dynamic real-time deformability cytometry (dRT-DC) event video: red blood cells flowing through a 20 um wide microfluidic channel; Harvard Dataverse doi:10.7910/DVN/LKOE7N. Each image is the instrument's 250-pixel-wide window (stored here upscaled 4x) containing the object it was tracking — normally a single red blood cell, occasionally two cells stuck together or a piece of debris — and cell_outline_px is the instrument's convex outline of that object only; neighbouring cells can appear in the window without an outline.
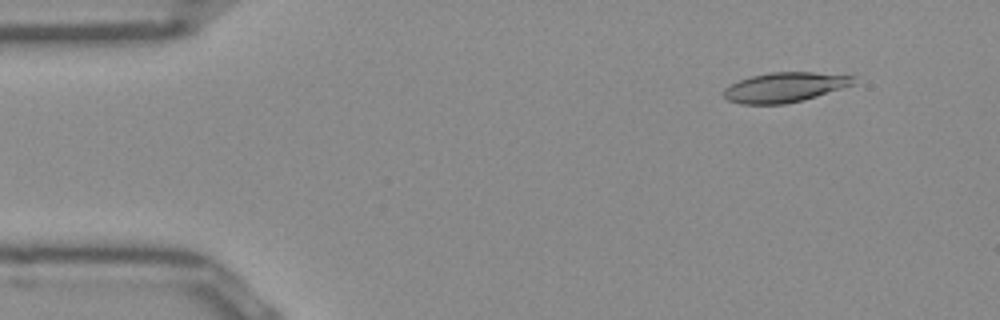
{"species": "Egyptian fruit bat (a non-hibernating species)", "species_latin": "Rousettus aegyptiacus", "temperature_condition": "room temperature", "stored_images_in_passage": 50, "camera_frame_rate_fps": 3000, "um_per_image_px": 0.085, "frame": {"image": 1, "passage_image": 5, "time_ms": 1.333, "image_size_px": [1000, 320], "cell_outline_px": [[856, 84], [804, 100], [784, 104], [740, 104], [728, 100], [724, 96], [724, 88], [740, 80], [752, 76], [772, 72], [812, 72], [856, 76]], "centroid_in_image_um": [66.75, 7.42], "position_along_channel_um": 18.2, "area_um2": 22.54}}
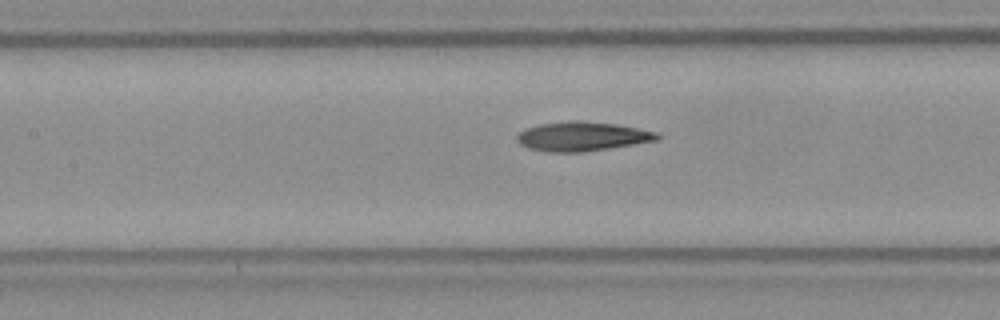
{"frame": {"image": 2, "passage_image": 22, "time_ms": 7.0, "image_size_px": [1000, 320], "cell_outline_px": [[660, 140], [584, 152], [548, 152], [528, 148], [520, 144], [516, 140], [516, 136], [520, 132], [528, 128], [540, 124], [568, 120], [580, 120], [616, 124], [656, 132], [660, 136]], "centroid_in_image_um": [49.48, 11.59], "position_along_channel_um": 157.9, "area_um2": 23.93}}
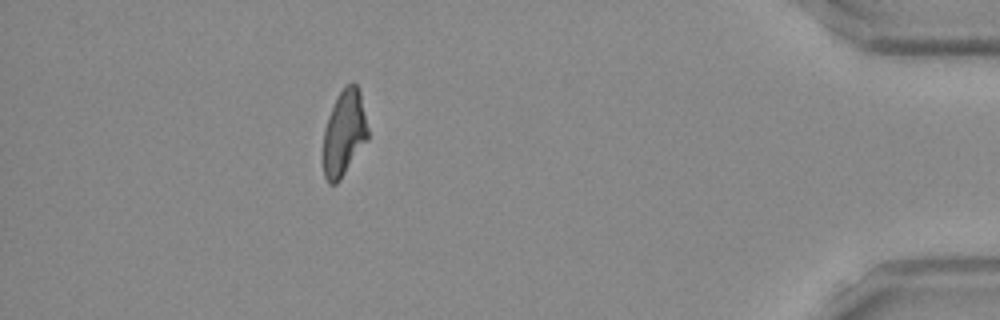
{"frame": {"image": 3, "passage_image": 45, "time_ms": 14.667, "image_size_px": [1000, 320], "cell_outline_px": [[368, 140], [340, 180], [336, 184], [328, 184], [324, 176], [324, 128], [328, 116], [340, 92], [352, 80], [356, 84], [360, 92], [368, 128]], "centroid_in_image_um": [29.26, 11.33], "position_along_channel_um": 405.9, "area_um2": 22.2}, "authors_computed_cell_mechanics": {"area_um2": 23.3223, "velocity_mm_per_s": 3.9544, "shape_relaxation_time_tau1_ms": null, "shape_relaxation_time_tau2_ms": 6.2156, "deformation_change_tau1": null, "deformation_change_tau2": 0.1667}}